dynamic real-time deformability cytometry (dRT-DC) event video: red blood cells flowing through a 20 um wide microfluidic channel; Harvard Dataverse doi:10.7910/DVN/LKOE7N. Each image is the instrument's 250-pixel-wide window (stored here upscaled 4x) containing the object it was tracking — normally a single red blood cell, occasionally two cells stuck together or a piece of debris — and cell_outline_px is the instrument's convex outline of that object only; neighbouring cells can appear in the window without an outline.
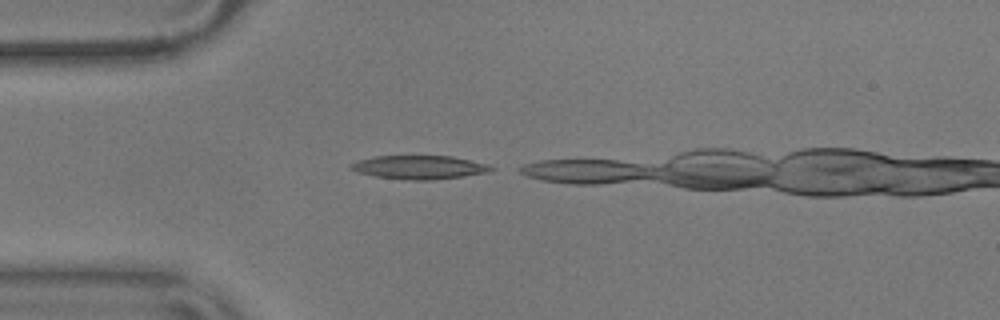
{"species": "common noctule bat (a hibernating species)", "species_latin": "Nyctalus noctula", "temperature_condition": "warm", "stored_images_in_passage": 5, "camera_frame_rate_fps": 3000, "um_per_image_px": 0.085, "animal": {"sex": "male", "body_mass_g": 17.9}, "frame": {"image": 1, "passage_image": 1, "time_ms": 0.0, "image_size_px": [1000, 320], "cell_outline_px": [[496, 168], [488, 172], [464, 176], [432, 180], [412, 180], [376, 176], [356, 172], [348, 168], [348, 164], [356, 160], [372, 156], [452, 156], [488, 164]], "centroid_in_image_um": [35.59, 14.21], "position_along_channel_um": 49.4, "area_um2": 19.42}}